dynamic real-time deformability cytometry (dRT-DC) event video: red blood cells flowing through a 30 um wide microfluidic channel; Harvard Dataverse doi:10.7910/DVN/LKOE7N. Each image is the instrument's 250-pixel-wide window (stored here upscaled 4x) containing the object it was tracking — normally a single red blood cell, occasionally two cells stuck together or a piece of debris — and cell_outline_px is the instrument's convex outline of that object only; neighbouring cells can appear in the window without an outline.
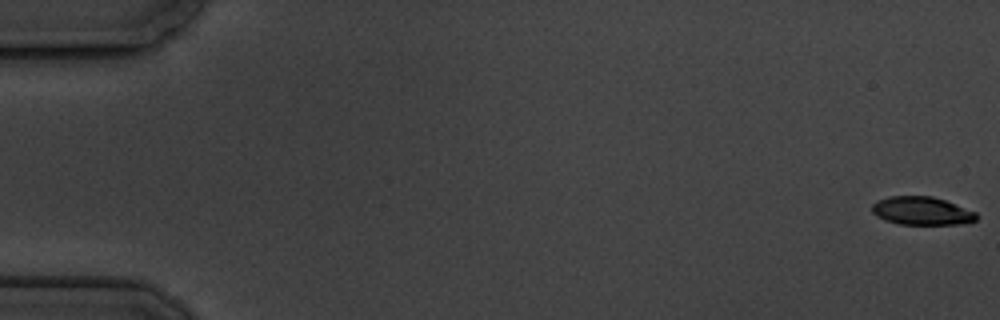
{"species": "common noctule bat (a hibernating species)", "species_latin": "Nyctalus noctula", "temperature_condition": "cold", "stored_images_in_passage": 6, "camera_frame_rate_fps": 3000, "um_per_image_px": 0.085, "animal": {"sex": "male", "body_mass_g": 19.5, "forearm_length_mm": 54.6}, "frame": {"image": 1, "passage_image": 1, "time_ms": 0.0, "image_size_px": [1000, 320], "cell_outline_px": [[976, 220], [960, 224], [900, 224], [884, 220], [876, 216], [872, 212], [872, 204], [888, 196], [932, 196], [944, 200], [976, 212]], "centroid_in_image_um": [78.32, 17.92], "position_along_channel_um": 6.7, "area_um2": 16.99}}
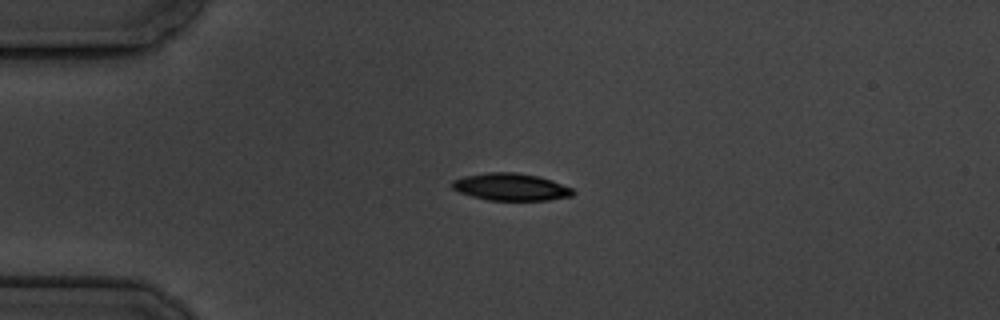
{"frame": {"image": 2, "passage_image": 5, "time_ms": 4.667, "image_size_px": [1000, 320], "cell_outline_px": [[576, 192], [572, 196], [548, 200], [488, 200], [472, 196], [460, 192], [452, 188], [452, 180], [464, 176], [488, 172], [516, 172], [540, 176], [552, 180], [572, 188]], "centroid_in_image_um": [43.44, 15.88], "position_along_channel_um": 41.6, "area_um2": 19.25}}